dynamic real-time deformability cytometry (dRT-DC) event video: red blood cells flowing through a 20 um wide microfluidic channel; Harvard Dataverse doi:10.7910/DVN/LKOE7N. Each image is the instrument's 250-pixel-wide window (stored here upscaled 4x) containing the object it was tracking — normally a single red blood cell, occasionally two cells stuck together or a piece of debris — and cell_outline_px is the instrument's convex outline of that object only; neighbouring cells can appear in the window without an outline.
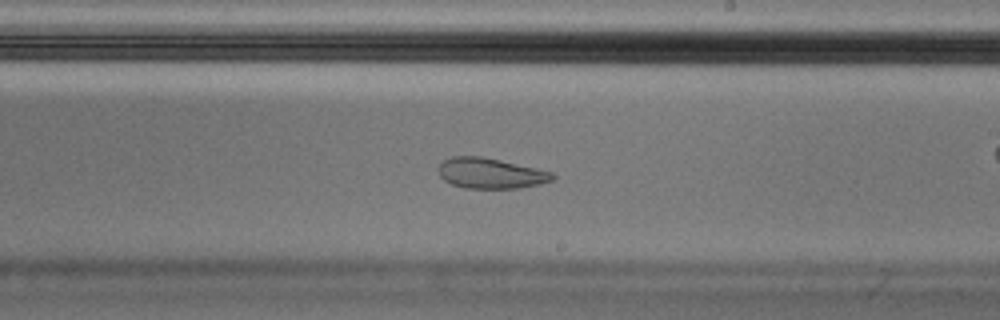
{"species": "Egyptian fruit bat (a non-hibernating species)", "species_latin": "Rousettus aegyptiacus", "temperature_condition": "cold", "stored_images_in_passage": 58, "camera_frame_rate_fps": 3000, "um_per_image_px": 0.085, "animal": {"sex": "male"}, "frame": {"image": 1, "passage_image": 34, "time_ms": 11.0, "image_size_px": [1000, 320], "cell_outline_px": [[556, 176], [552, 180], [540, 184], [520, 188], [464, 188], [452, 184], [444, 180], [440, 176], [436, 168], [444, 160], [452, 156], [480, 156], [500, 160], [536, 168], [552, 172]], "centroid_in_image_um": [41.68, 14.73], "position_along_channel_um": 247.3, "area_um2": 20.29}, "authors_computed_cell_mechanics": {"area_um2": 21.9062, "velocity_mm_per_s": 3.5746, "shape_relaxation_time_tau1_ms": null, "shape_relaxation_time_tau2_ms": 1.9808, "deformation_change_tau1": null, "deformation_change_tau2": 0.0715}}